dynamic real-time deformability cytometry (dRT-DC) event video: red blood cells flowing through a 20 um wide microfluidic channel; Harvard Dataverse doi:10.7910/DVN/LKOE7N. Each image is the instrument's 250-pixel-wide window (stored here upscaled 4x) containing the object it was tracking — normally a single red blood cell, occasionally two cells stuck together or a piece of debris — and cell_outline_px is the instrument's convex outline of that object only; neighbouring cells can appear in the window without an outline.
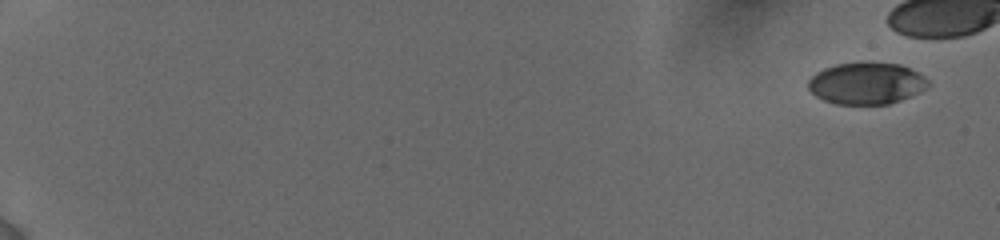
{"species": "human", "species_latin": "Homo sapiens", "temperature_condition": "cold", "stored_images_in_passage": 12, "camera_frame_rate_fps": 3000, "um_per_image_px": 0.085, "donor": {"sex": "female"}, "frame": {"image": 1, "passage_image": 1, "time_ms": 0.0, "image_size_px": [1000, 240], "cell_outline_px": [[928, 84], [920, 92], [900, 100], [888, 104], [836, 104], [824, 100], [816, 96], [808, 88], [808, 80], [816, 72], [824, 68], [836, 64], [900, 64], [924, 76], [928, 80]], "centroid_in_image_um": [73.62, 7.11], "position_along_channel_um": 11.4, "area_um2": 28.55}}
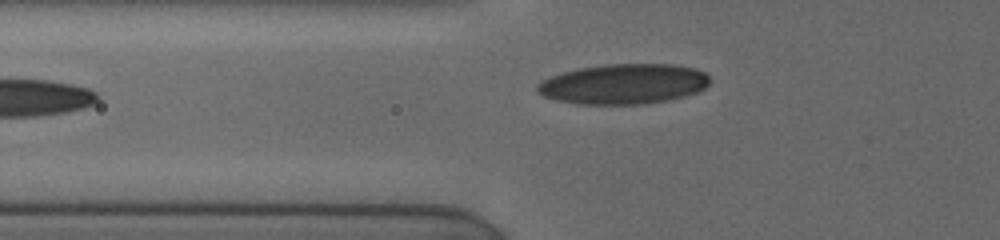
{"frame": {"image": 2, "passage_image": 12, "time_ms": 8.333, "image_size_px": [1000, 240], "cell_outline_px": [[708, 84], [704, 88], [696, 92], [684, 96], [668, 100], [640, 104], [576, 104], [556, 100], [544, 96], [536, 92], [536, 84], [552, 76], [564, 72], [580, 68], [604, 64], [676, 64], [696, 68], [704, 72], [708, 76]], "centroid_in_image_um": [53.0, 7.13], "position_along_channel_um": 72.8, "area_um2": 40.34}}